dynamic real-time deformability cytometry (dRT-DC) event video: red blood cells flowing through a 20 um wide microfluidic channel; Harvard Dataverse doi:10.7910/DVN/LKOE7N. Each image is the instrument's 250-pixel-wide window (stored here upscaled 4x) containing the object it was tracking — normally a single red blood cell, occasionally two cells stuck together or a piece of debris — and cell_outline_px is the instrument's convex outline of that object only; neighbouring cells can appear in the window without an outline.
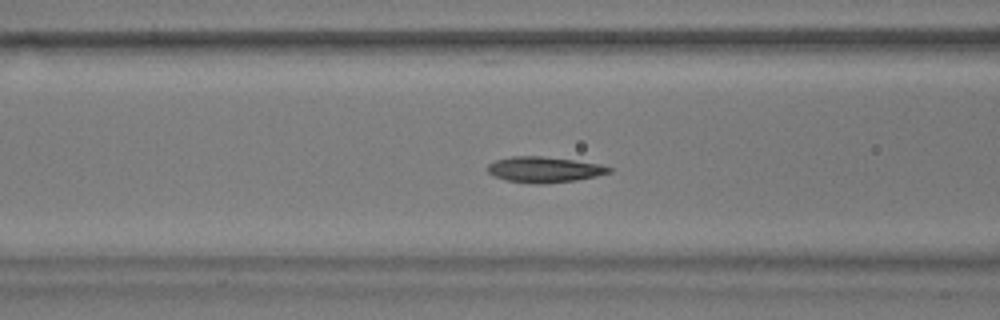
{"species": "common noctule bat (a hibernating species)", "species_latin": "Nyctalus noctula", "temperature_condition": "warm", "stored_images_in_passage": 40, "camera_frame_rate_fps": 3000, "um_per_image_px": 0.085, "animal": {"sex": "male", "body_mass_g": 17.9}, "frame": {"image": 1, "passage_image": 5, "time_ms": 1.333, "image_size_px": [1000, 320], "cell_outline_px": [[612, 172], [596, 176], [576, 180], [544, 184], [536, 184], [508, 180], [496, 176], [488, 172], [488, 164], [496, 160], [512, 156], [540, 156], [572, 160], [600, 164], [612, 168]], "centroid_in_image_um": [46.29, 14.41], "position_along_channel_um": 120.3, "area_um2": 17.98}}
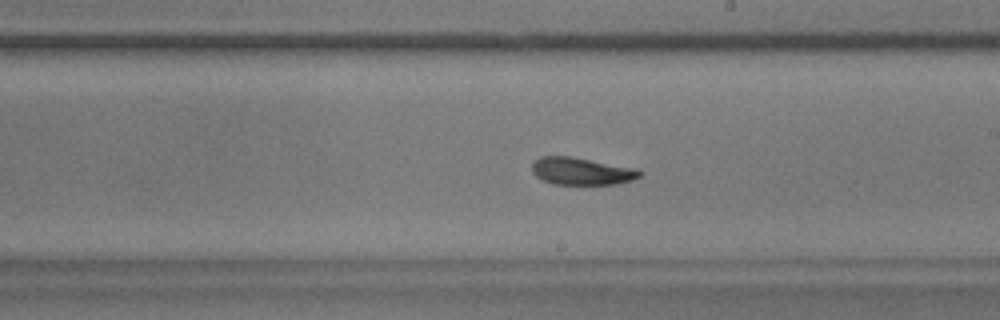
{"frame": {"image": 2, "passage_image": 15, "time_ms": 4.667, "image_size_px": [1000, 320], "cell_outline_px": [[644, 172], [640, 176], [632, 180], [616, 184], [552, 184], [536, 176], [532, 172], [532, 164], [540, 156], [568, 156], [640, 168]], "centroid_in_image_um": [49.48, 14.55], "position_along_channel_um": 239.5, "area_um2": 17.28}}
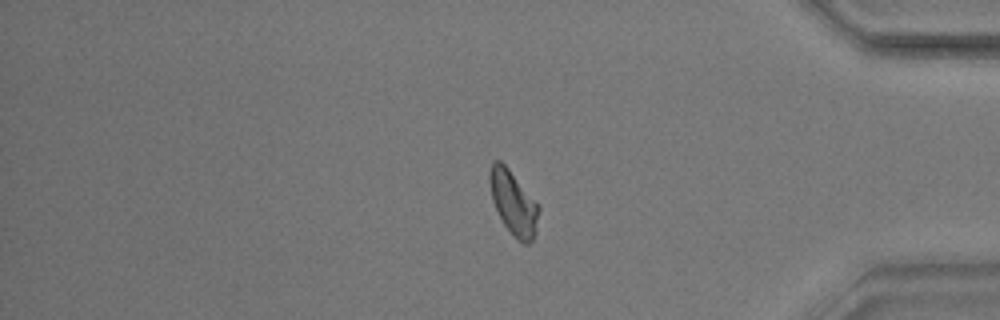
{"frame": {"image": 3, "passage_image": 30, "time_ms": 9.667, "image_size_px": [1000, 320], "cell_outline_px": [[540, 208], [532, 240], [528, 244], [524, 244], [504, 224], [492, 200], [488, 180], [488, 172], [492, 160], [500, 160], [508, 168], [540, 204]], "centroid_in_image_um": [43.62, 17.15], "position_along_channel_um": 391.6, "area_um2": 18.15}}